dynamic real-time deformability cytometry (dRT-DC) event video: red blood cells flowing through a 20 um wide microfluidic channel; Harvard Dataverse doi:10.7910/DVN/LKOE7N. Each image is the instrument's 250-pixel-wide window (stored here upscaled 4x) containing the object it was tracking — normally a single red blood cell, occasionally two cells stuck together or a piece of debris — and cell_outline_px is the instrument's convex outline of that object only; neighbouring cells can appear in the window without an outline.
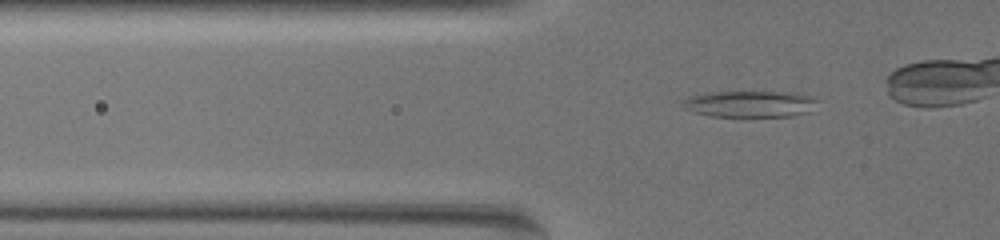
{"species": "common noctule bat (a hibernating species)", "species_latin": "Nyctalus noctula", "temperature_condition": "warm", "stored_images_in_passage": 42, "camera_frame_rate_fps": 3000, "um_per_image_px": 0.085, "animal": {"sex": "female", "body_mass_g": 19.5, "forearm_length_mm": 54.1}, "frame": {"image": 1, "passage_image": 12, "time_ms": 3.667, "image_size_px": [1000, 240], "cell_outline_px": [[816, 100], [808, 112], [792, 116], [712, 116], [692, 112], [684, 108], [680, 104], [684, 100], [692, 96], [712, 92], [772, 92], [812, 96]], "centroid_in_image_um": [63.66, 8.85], "position_along_channel_um": 62.1, "area_um2": 20.17}}
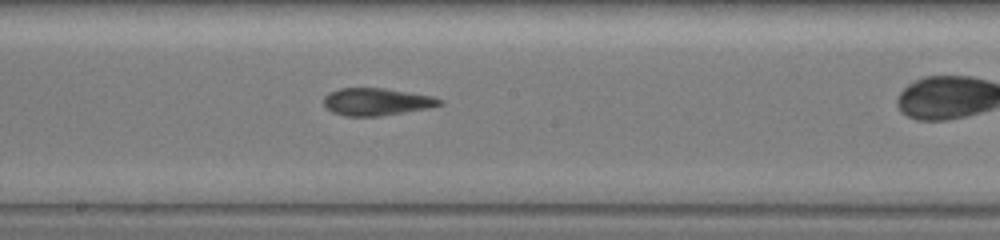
{"frame": {"image": 2, "passage_image": 26, "time_ms": 8.333, "image_size_px": [1000, 240], "cell_outline_px": [[444, 104], [428, 108], [380, 116], [344, 116], [332, 112], [324, 104], [324, 96], [328, 92], [340, 88], [384, 88], [432, 96], [444, 100]], "centroid_in_image_um": [32.01, 8.65], "position_along_channel_um": 216.2, "area_um2": 18.5}}
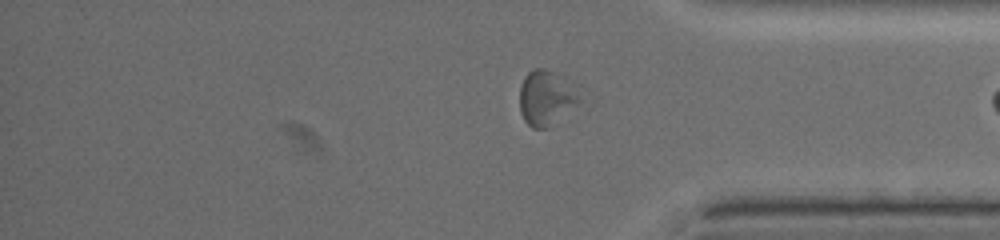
{"frame": {"image": 3, "passage_image": 41, "time_ms": 13.333, "image_size_px": [1000, 240], "cell_outline_px": [[584, 100], [552, 128], [532, 128], [524, 120], [520, 112], [520, 88], [524, 76], [528, 72], [536, 68], [544, 68], [552, 72]], "centroid_in_image_um": [46.4, 8.41], "position_along_channel_um": 388.8, "area_um2": 18.96}}